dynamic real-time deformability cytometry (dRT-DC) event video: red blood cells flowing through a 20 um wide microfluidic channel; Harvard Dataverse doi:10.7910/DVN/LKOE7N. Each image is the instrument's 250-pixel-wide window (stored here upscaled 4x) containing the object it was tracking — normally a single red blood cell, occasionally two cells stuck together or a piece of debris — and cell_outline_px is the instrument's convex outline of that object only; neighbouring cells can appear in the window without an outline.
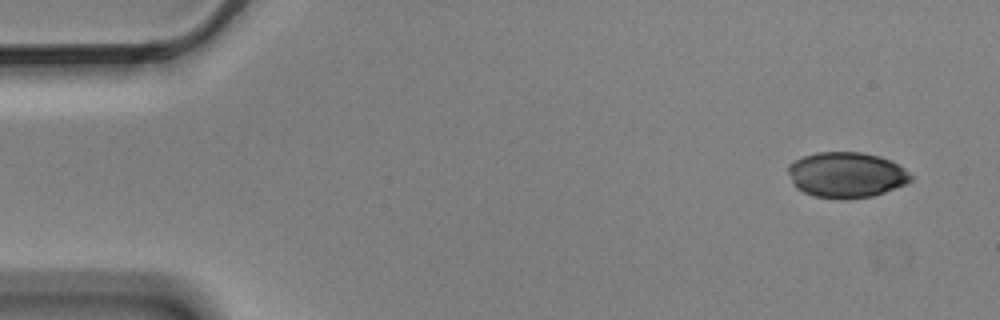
{"species": "Egyptian fruit bat (a non-hibernating species)", "species_latin": "Rousettus aegyptiacus", "temperature_condition": "cold", "stored_images_in_passage": 14, "camera_frame_rate_fps": 3000, "um_per_image_px": 0.085, "animal": {"sex": "male"}, "frame": {"image": 1, "passage_image": 1, "time_ms": 0.0, "image_size_px": [1000, 320], "cell_outline_px": [[912, 180], [904, 184], [884, 192], [872, 196], [840, 200], [812, 196], [796, 188], [788, 172], [788, 164], [804, 156], [816, 152], [864, 152], [880, 156], [892, 160], [904, 168], [912, 176]], "centroid_in_image_um": [71.94, 14.86], "position_along_channel_um": 13.1, "area_um2": 32.71}}
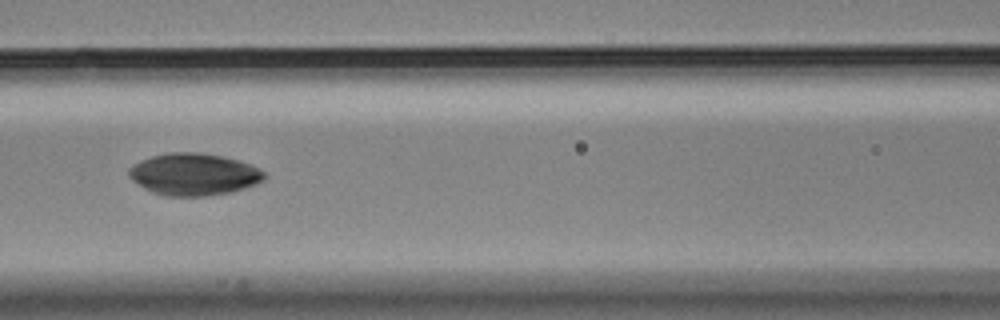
{"frame": {"image": 2, "passage_image": 6, "time_ms": 1.667, "image_size_px": [1000, 320], "cell_outline_px": [[268, 176], [264, 180], [256, 184], [232, 192], [208, 196], [164, 196], [152, 192], [144, 188], [132, 180], [128, 176], [128, 168], [132, 164], [140, 160], [152, 156], [168, 152], [200, 152], [224, 156], [240, 160], [252, 164], [260, 168]], "centroid_in_image_um": [16.49, 14.81], "position_along_channel_um": 150.1, "area_um2": 33.76}}
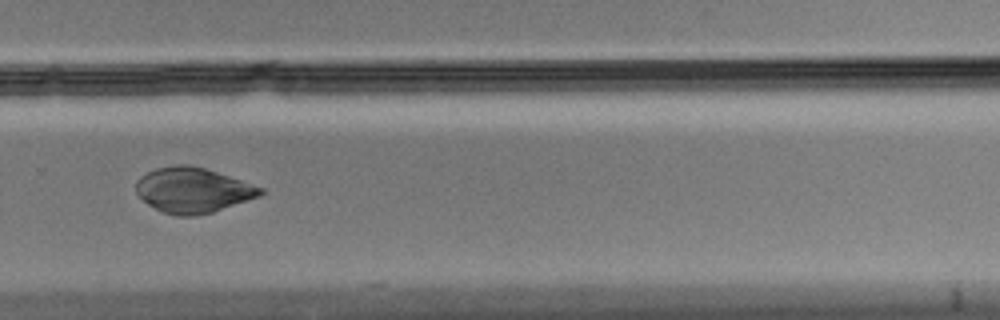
{"frame": {"image": 3, "passage_image": 10, "time_ms": 3.0, "image_size_px": [1000, 320], "cell_outline_px": [[264, 192], [260, 196], [212, 212], [192, 216], [176, 216], [160, 212], [148, 204], [136, 192], [136, 180], [140, 176], [156, 168], [176, 164], [188, 164], [204, 168], [264, 188]], "centroid_in_image_um": [16.36, 16.16], "position_along_channel_um": 313.4, "area_um2": 32.6}}